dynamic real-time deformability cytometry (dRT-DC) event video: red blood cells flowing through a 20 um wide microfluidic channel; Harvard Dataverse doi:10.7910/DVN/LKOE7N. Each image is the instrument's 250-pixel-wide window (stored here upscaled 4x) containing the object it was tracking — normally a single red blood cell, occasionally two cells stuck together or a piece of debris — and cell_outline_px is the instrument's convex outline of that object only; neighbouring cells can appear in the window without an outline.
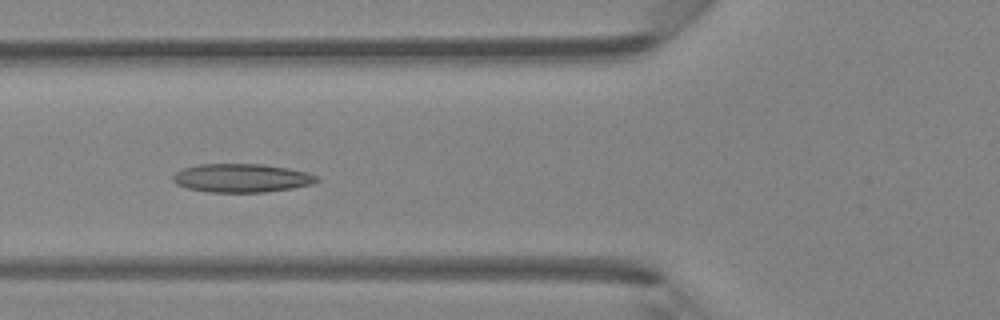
{"species": "Egyptian fruit bat (a non-hibernating species)", "species_latin": "Rousettus aegyptiacus", "temperature_condition": "room temperature", "stored_images_in_passage": 45, "camera_frame_rate_fps": 3000, "um_per_image_px": 0.085, "animal": {"sex": "female"}, "frame": {"image": 1, "passage_image": 17, "time_ms": 5.333, "image_size_px": [1000, 320], "cell_outline_px": [[320, 180], [312, 184], [292, 188], [264, 192], [208, 192], [188, 188], [176, 184], [172, 180], [172, 176], [176, 172], [184, 168], [196, 164], [264, 164], [288, 168], [304, 172], [316, 176]], "centroid_in_image_um": [20.5, 15.13], "position_along_channel_um": 105.3, "area_um2": 23.87}}
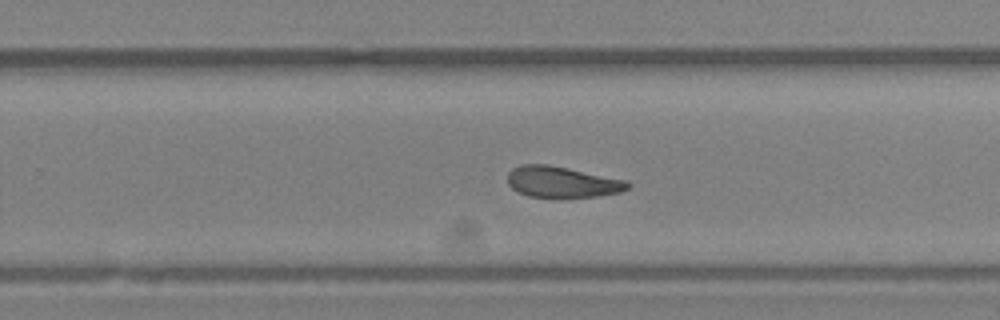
{"frame": {"image": 2, "passage_image": 29, "time_ms": 9.333, "image_size_px": [1000, 320], "cell_outline_px": [[632, 184], [628, 188], [620, 192], [600, 196], [560, 200], [528, 196], [512, 188], [508, 184], [508, 172], [512, 168], [520, 164], [548, 164], [628, 180]], "centroid_in_image_um": [47.8, 15.5], "position_along_channel_um": 282.0, "area_um2": 22.6}}
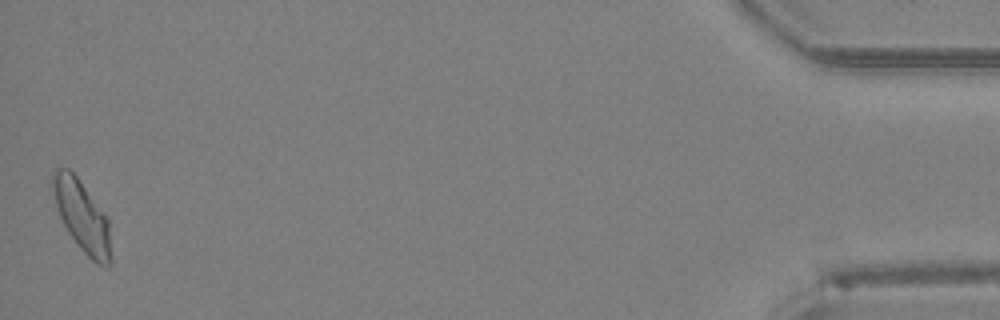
{"frame": {"image": 3, "passage_image": 45, "time_ms": 14.667, "image_size_px": [1000, 320], "cell_outline_px": [[112, 264], [108, 268], [96, 264], [80, 248], [68, 232], [60, 216], [52, 192], [52, 172], [56, 168], [68, 168], [76, 176], [108, 220], [112, 260]], "centroid_in_image_um": [6.98, 18.43], "position_along_channel_um": 428.2, "area_um2": 23.76}}